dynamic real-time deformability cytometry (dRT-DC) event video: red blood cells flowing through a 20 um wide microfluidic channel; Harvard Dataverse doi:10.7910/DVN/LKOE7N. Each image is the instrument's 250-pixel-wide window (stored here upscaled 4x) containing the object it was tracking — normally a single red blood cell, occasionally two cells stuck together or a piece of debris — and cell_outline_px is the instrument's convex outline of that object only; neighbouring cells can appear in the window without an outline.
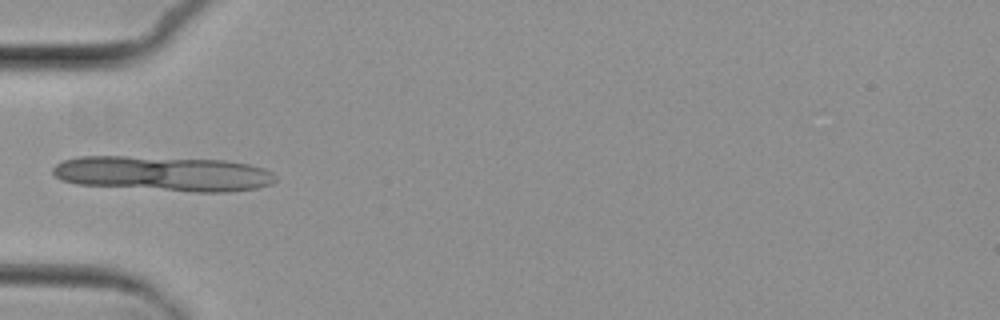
{"species": "common noctule bat (a hibernating species)", "species_latin": "Nyctalus noctula", "temperature_condition": "cold", "stored_images_in_passage": 5, "camera_frame_rate_fps": 3000, "um_per_image_px": 0.085, "animal": {"sex": "female", "body_mass_g": 29.2, "forearm_length_mm": 56.3}, "frame": {"image": 1, "passage_image": 4, "time_ms": 4.333, "image_size_px": [1000, 320], "cell_outline_px": [[276, 180], [272, 184], [256, 188], [228, 192], [192, 192], [76, 184], [60, 180], [52, 172], [52, 168], [56, 164], [64, 160], [80, 156], [128, 156], [224, 160], [248, 164], [264, 168], [272, 172], [276, 176]], "centroid_in_image_um": [13.88, 14.76], "position_along_channel_um": 71.1, "area_um2": 45.66}}
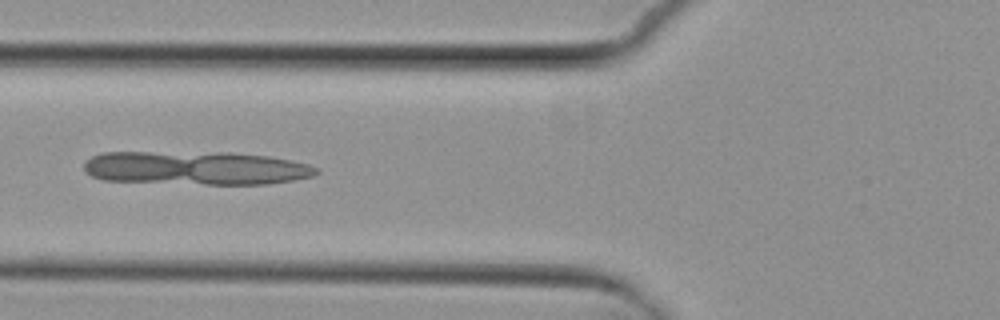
{"frame": {"image": 2, "passage_image": 5, "time_ms": 5.333, "image_size_px": [1000, 320], "cell_outline_px": [[320, 172], [312, 176], [292, 180], [268, 184], [204, 184], [104, 180], [92, 176], [84, 172], [84, 160], [92, 156], [104, 152], [228, 152], [268, 156], [308, 164], [320, 168]], "centroid_in_image_um": [16.64, 14.27], "position_along_channel_um": 109.2, "area_um2": 45.6}}